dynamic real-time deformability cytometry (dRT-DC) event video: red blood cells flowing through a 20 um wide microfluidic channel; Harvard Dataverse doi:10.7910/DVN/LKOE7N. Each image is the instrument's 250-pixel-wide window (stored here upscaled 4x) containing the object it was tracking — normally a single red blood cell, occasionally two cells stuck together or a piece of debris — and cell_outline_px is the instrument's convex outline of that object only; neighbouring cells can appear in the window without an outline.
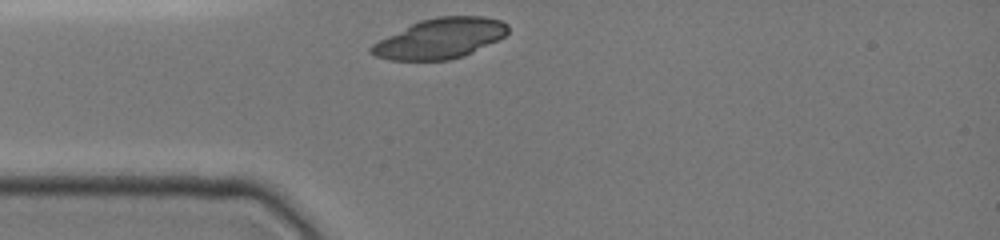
{"species": "common noctule bat (a hibernating species)", "species_latin": "Nyctalus noctula", "temperature_condition": "cold", "stored_images_in_passage": 1, "camera_frame_rate_fps": 3000, "um_per_image_px": 0.085, "animal": {"sex": "female", "body_mass_g": 19.0, "forearm_length_mm": 51.5}, "frame": {"image": 1, "passage_image": 1, "time_ms": 0.0, "image_size_px": [1000, 240], "cell_outline_px": [[508, 32], [504, 36], [464, 56], [448, 60], [388, 60], [376, 56], [368, 52], [368, 48], [372, 44], [420, 20], [436, 16], [484, 16], [500, 20], [508, 24]], "centroid_in_image_um": [37.4, 3.27], "position_along_channel_um": 47.6, "area_um2": 31.73}}